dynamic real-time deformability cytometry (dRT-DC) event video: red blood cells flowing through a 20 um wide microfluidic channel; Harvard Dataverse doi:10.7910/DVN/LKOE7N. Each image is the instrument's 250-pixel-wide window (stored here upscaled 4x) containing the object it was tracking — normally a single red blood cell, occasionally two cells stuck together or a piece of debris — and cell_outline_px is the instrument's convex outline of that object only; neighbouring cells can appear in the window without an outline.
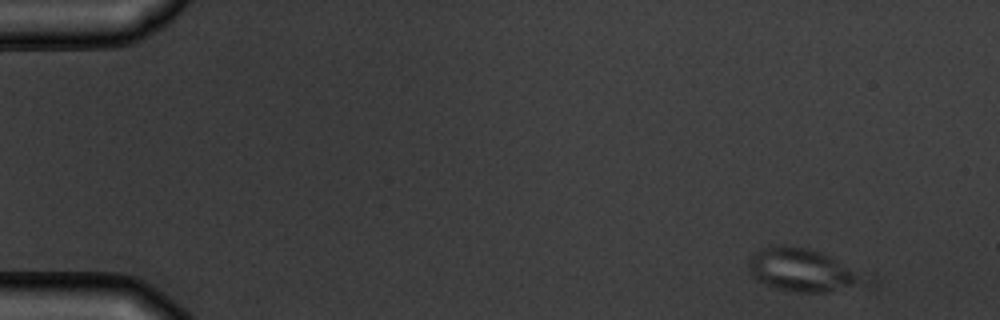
{"species": "common noctule bat (a hibernating species)", "species_latin": "Nyctalus noctula", "temperature_condition": "warm", "stored_images_in_passage": 8, "camera_frame_rate_fps": 3000, "um_per_image_px": 0.085, "animal": {"sex": "male", "body_mass_g": 19.5, "forearm_length_mm": 54.6}, "frame": {"image": 1, "passage_image": 1, "time_ms": 0.0, "image_size_px": [1000, 320], "cell_outline_px": [[880, 284], [876, 288], [824, 292], [796, 292], [776, 288], [764, 284], [756, 280], [748, 268], [748, 260], [756, 252], [764, 248], [780, 244], [784, 244], [808, 248], [832, 256], [876, 276], [880, 280]], "centroid_in_image_um": [68.61, 23.02], "position_along_channel_um": 16.4, "area_um2": 31.44}}